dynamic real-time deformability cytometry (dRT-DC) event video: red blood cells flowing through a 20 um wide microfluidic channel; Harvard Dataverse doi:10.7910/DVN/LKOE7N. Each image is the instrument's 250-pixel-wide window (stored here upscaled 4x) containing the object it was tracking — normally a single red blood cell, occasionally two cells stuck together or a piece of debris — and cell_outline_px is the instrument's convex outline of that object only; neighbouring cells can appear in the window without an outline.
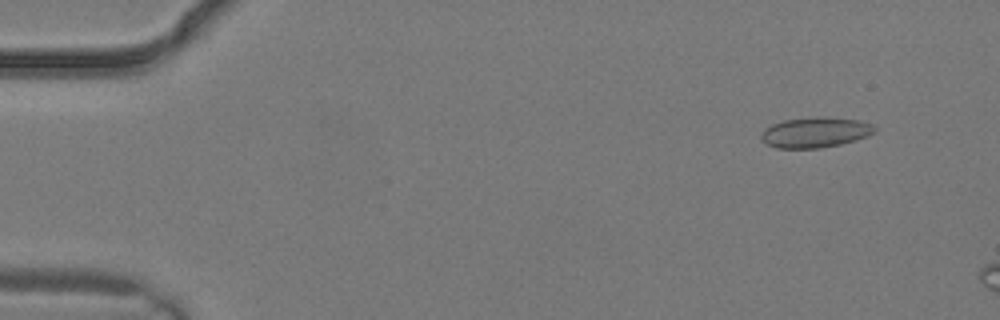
{"species": "common noctule bat (a hibernating species)", "species_latin": "Nyctalus noctula", "temperature_condition": "warm", "stored_images_in_passage": 2, "camera_frame_rate_fps": 3000, "um_per_image_px": 0.085, "animal": {"sex": "male", "body_mass_g": 19.2, "forearm_length_mm": 51.8}, "frame": {"image": 1, "passage_image": 1, "time_ms": 0.0, "image_size_px": [1000, 320], "cell_outline_px": [[876, 132], [868, 136], [856, 140], [840, 144], [820, 148], [776, 148], [760, 140], [760, 136], [764, 128], [772, 124], [784, 120], [860, 120], [872, 124], [876, 128]], "centroid_in_image_um": [69.27, 11.31], "position_along_channel_um": 15.7, "area_um2": 19.13}}